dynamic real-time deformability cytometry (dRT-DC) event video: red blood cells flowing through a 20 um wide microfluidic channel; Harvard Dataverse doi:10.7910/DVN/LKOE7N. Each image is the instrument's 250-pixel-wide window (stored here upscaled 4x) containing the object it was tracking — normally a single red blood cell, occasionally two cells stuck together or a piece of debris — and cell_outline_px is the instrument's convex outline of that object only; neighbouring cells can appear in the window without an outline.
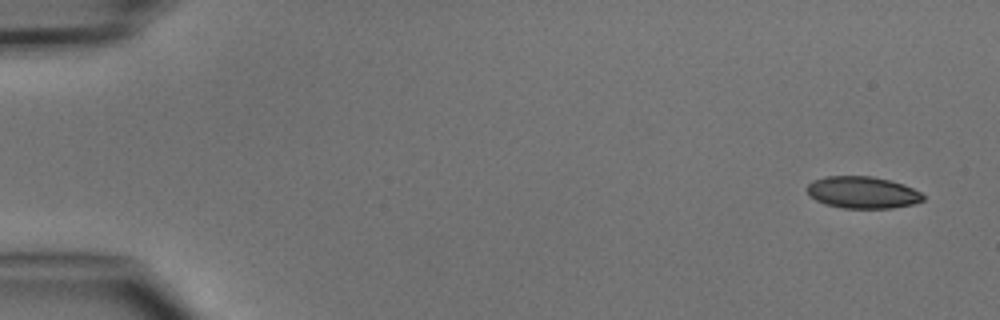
{"species": "common noctule bat (a hibernating species)", "species_latin": "Nyctalus noctula", "temperature_condition": "cold", "stored_images_in_passage": 6, "camera_frame_rate_fps": 3000, "um_per_image_px": 0.085, "animal": {"sex": "male", "body_mass_g": 15.6}, "frame": {"image": 1, "passage_image": 1, "time_ms": 0.0, "image_size_px": [1000, 320], "cell_outline_px": [[924, 200], [912, 204], [892, 208], [840, 208], [824, 204], [816, 200], [804, 188], [812, 180], [824, 176], [872, 176], [904, 184], [920, 192], [924, 196]], "centroid_in_image_um": [73.28, 16.35], "position_along_channel_um": 11.7, "area_um2": 21.68}}
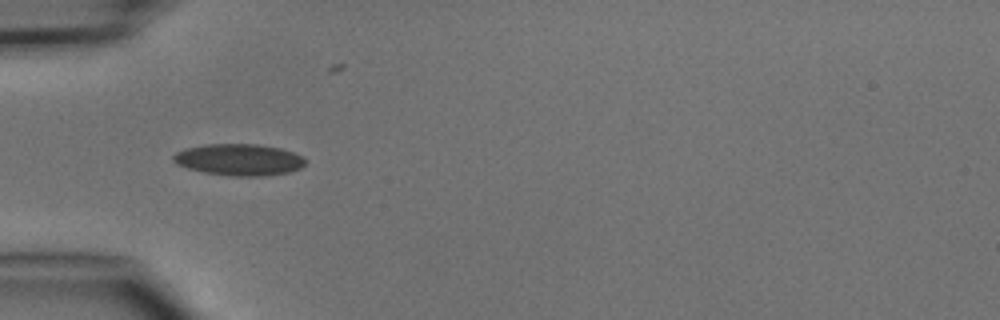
{"frame": {"image": 2, "passage_image": 4, "time_ms": 4.333, "image_size_px": [1000, 320], "cell_outline_px": [[308, 160], [300, 168], [288, 172], [264, 176], [232, 176], [204, 172], [188, 168], [176, 164], [172, 160], [172, 156], [176, 152], [184, 148], [204, 144], [256, 144], [280, 148], [304, 156]], "centroid_in_image_um": [20.31, 13.57], "position_along_channel_um": 64.7, "area_um2": 24.45}}